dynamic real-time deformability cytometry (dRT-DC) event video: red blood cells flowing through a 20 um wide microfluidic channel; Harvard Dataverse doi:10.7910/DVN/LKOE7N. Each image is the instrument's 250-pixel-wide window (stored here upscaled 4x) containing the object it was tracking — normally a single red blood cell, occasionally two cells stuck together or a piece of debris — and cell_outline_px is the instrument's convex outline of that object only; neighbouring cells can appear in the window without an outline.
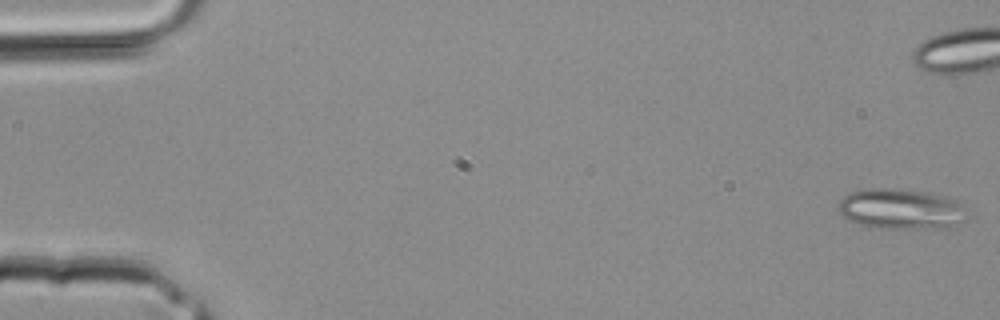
{"species": "common noctule bat (a hibernating species)", "species_latin": "Nyctalus noctula", "temperature_condition": "room temperature", "stored_images_in_passage": 5, "camera_frame_rate_fps": 3000, "um_per_image_px": 0.085, "animal": {"sex": "male", "body_mass_g": 20.4}, "frame": {"image": 1, "passage_image": 1, "time_ms": 0.0, "image_size_px": [1000, 320], "cell_outline_px": [[968, 220], [952, 228], [880, 228], [860, 224], [848, 220], [836, 208], [836, 204], [844, 196], [852, 192], [868, 188], [884, 188], [928, 192], [944, 196], [956, 200], [964, 204]], "centroid_in_image_um": [76.64, 17.78], "position_along_channel_um": 8.4, "area_um2": 30.69}}
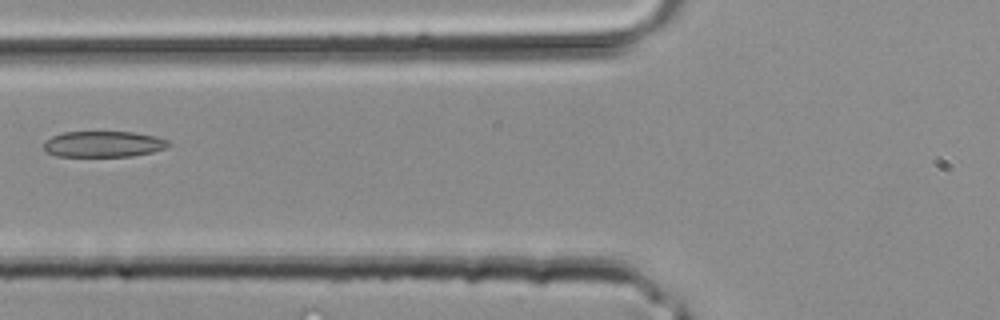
{"frame": {"image": 2, "passage_image": 5, "time_ms": 1.333, "image_size_px": [1000, 320], "cell_outline_px": [[172, 144], [168, 148], [152, 152], [132, 156], [56, 156], [44, 152], [44, 140], [52, 136], [64, 132], [132, 132], [152, 136], [168, 140]], "centroid_in_image_um": [8.77, 12.25], "position_along_channel_um": 117.0, "area_um2": 18.96}}